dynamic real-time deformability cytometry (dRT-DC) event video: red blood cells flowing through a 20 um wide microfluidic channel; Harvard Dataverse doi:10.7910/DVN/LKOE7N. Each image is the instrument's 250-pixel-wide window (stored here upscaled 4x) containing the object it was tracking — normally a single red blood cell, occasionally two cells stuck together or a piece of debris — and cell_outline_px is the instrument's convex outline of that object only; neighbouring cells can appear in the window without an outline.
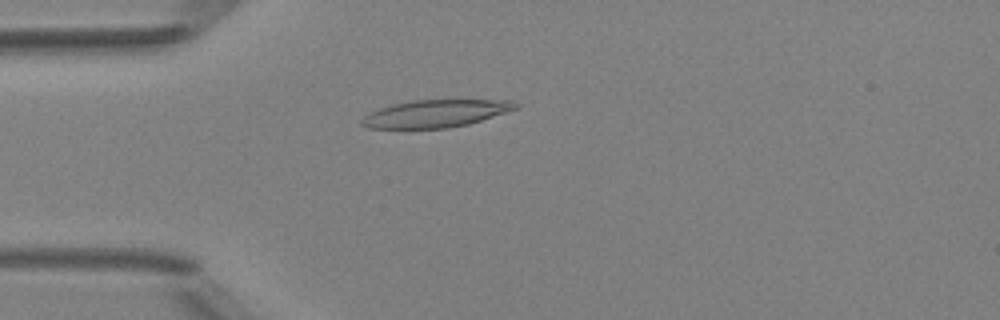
{"species": "Egyptian fruit bat (a non-hibernating species)", "species_latin": "Rousettus aegyptiacus", "temperature_condition": "room temperature", "stored_images_in_passage": 4, "camera_frame_rate_fps": 3000, "um_per_image_px": 0.085, "animal": {"sex": "female"}, "frame": {"image": 1, "passage_image": 4, "time_ms": 3.333, "image_size_px": [1000, 320], "cell_outline_px": [[520, 108], [468, 124], [448, 128], [368, 128], [360, 124], [360, 120], [368, 112], [392, 104], [412, 100], [512, 100], [520, 104]], "centroid_in_image_um": [37.03, 9.64], "position_along_channel_um": 48.0, "area_um2": 24.74}}